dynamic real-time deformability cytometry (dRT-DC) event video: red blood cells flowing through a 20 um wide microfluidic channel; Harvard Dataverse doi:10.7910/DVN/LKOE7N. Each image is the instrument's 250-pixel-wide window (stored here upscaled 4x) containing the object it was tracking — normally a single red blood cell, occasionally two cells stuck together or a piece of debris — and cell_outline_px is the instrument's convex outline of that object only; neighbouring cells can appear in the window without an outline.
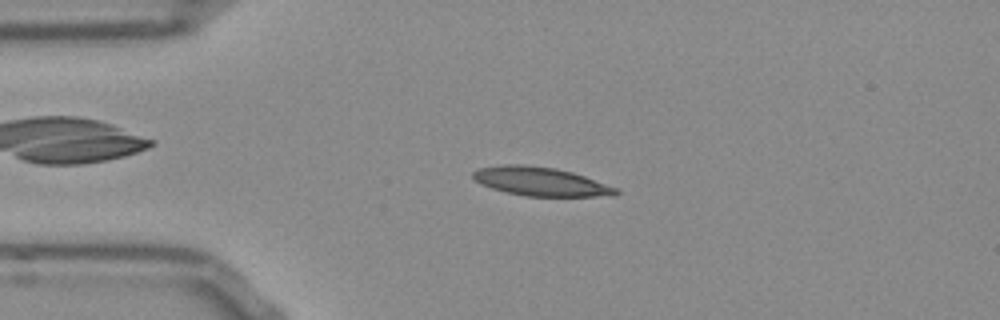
{"species": "Egyptian fruit bat (a non-hibernating species)", "species_latin": "Rousettus aegyptiacus", "temperature_condition": "room temperature", "stored_images_in_passage": 51, "camera_frame_rate_fps": 3000, "um_per_image_px": 0.085, "frame": {"image": 1, "passage_image": 10, "time_ms": 3.0, "image_size_px": [1000, 320], "cell_outline_px": [[620, 192], [616, 196], [528, 196], [508, 192], [492, 188], [480, 184], [472, 176], [472, 172], [480, 168], [500, 164], [524, 164], [556, 168], [572, 172], [620, 188]], "centroid_in_image_um": [46.0, 15.42], "position_along_channel_um": 39.0, "area_um2": 24.04}}
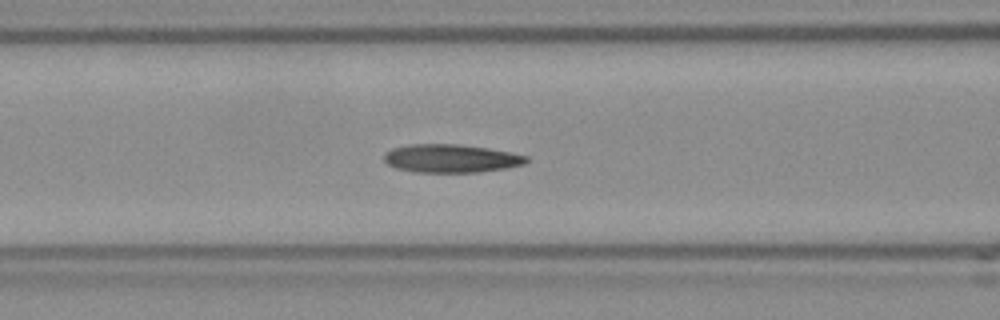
{"frame": {"image": 2, "passage_image": 19, "time_ms": 6.0, "image_size_px": [1000, 320], "cell_outline_px": [[528, 160], [524, 164], [504, 168], [476, 172], [416, 172], [396, 168], [388, 164], [384, 160], [384, 156], [392, 148], [408, 144], [456, 144], [488, 148], [512, 152], [528, 156]], "centroid_in_image_um": [38.34, 13.46], "position_along_channel_um": 128.3, "area_um2": 23.29}}
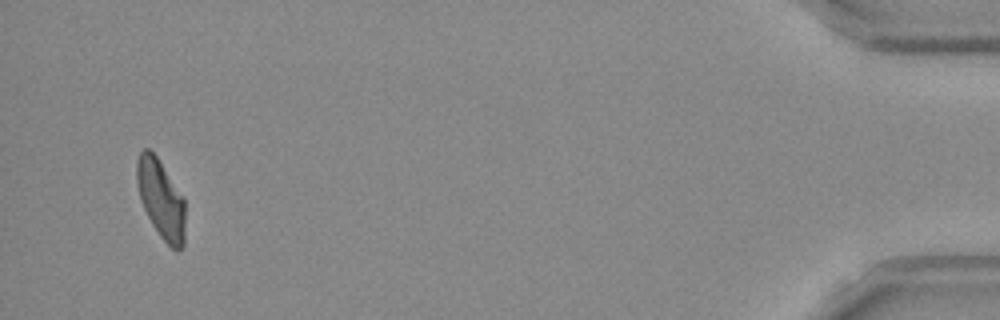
{"frame": {"image": 3, "passage_image": 49, "time_ms": 16.0, "image_size_px": [1000, 320], "cell_outline_px": [[184, 244], [176, 252], [160, 236], [152, 224], [140, 200], [136, 184], [136, 160], [140, 152], [144, 148], [148, 148], [156, 156], [184, 196]], "centroid_in_image_um": [13.66, 16.9], "position_along_channel_um": 421.5, "area_um2": 22.25}, "authors_computed_cell_mechanics": {"area_um2": 23.0044, "velocity_mm_per_s": 3.7853, "shape_relaxation_time_tau1_ms": null, "shape_relaxation_time_tau2_ms": 3.5139, "deformation_change_tau1": null, "deformation_change_tau2": 0.1072}}